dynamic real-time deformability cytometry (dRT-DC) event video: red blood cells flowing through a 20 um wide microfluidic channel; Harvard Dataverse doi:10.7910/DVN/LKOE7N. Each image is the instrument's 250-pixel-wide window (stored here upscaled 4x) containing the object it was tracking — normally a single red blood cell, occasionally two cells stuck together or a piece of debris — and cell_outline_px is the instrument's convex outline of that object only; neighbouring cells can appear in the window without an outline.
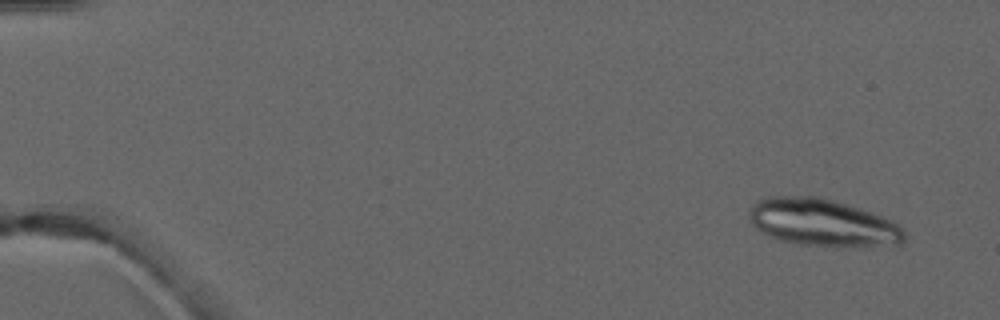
{"species": "common noctule bat (a hibernating species)", "species_latin": "Nyctalus noctula", "temperature_condition": "warm", "stored_images_in_passage": 4, "camera_frame_rate_fps": 3000, "um_per_image_px": 0.085, "animal": {"sex": "male", "forearm_length_mm": 52.5}, "frame": {"image": 1, "passage_image": 1, "time_ms": 0.0, "image_size_px": [1000, 320], "cell_outline_px": [[904, 244], [868, 248], [836, 248], [800, 244], [776, 240], [768, 236], [756, 228], [748, 220], [748, 212], [752, 204], [756, 200], [764, 196], [820, 196], [892, 220], [904, 228]], "centroid_in_image_um": [69.91, 18.97], "position_along_channel_um": 15.1, "area_um2": 43.87}}